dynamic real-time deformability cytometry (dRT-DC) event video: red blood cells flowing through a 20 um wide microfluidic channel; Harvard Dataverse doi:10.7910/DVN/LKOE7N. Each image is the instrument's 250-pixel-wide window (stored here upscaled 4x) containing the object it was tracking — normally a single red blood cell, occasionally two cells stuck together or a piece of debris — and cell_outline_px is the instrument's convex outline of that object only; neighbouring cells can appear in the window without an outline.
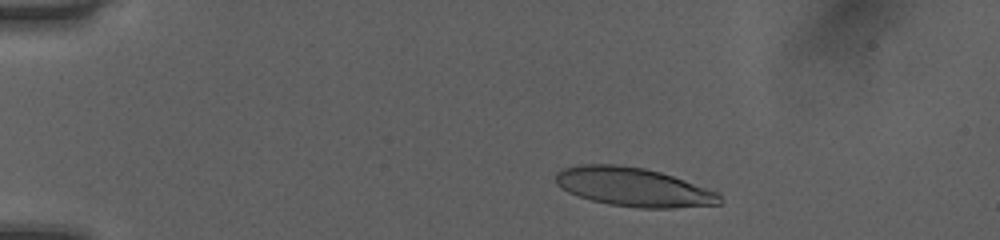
{"species": "human", "species_latin": "Homo sapiens", "temperature_condition": "room temperature", "stored_images_in_passage": 47, "camera_frame_rate_fps": 3000, "um_per_image_px": 0.085, "donor": {"sex": "female"}, "frame": {"image": 1, "passage_image": 6, "time_ms": 1.667, "image_size_px": [1000, 240], "cell_outline_px": [[724, 200], [720, 204], [672, 208], [640, 208], [608, 204], [592, 200], [568, 192], [556, 184], [556, 172], [564, 168], [580, 164], [616, 164], [644, 168], [660, 172], [720, 192]], "centroid_in_image_um": [53.88, 15.9], "position_along_channel_um": 31.1, "area_um2": 37.17}}
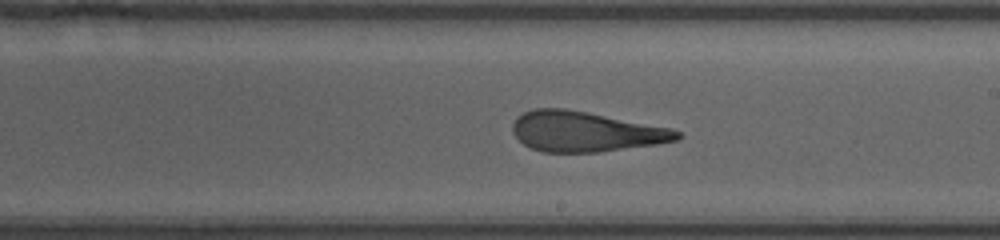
{"frame": {"image": 2, "passage_image": 27, "time_ms": 8.667, "image_size_px": [1000, 240], "cell_outline_px": [[684, 136], [676, 140], [656, 144], [596, 152], [540, 152], [524, 144], [512, 132], [512, 124], [516, 116], [532, 108], [564, 108], [672, 128], [680, 132]], "centroid_in_image_um": [49.73, 11.18], "position_along_channel_um": 239.3, "area_um2": 38.38}}
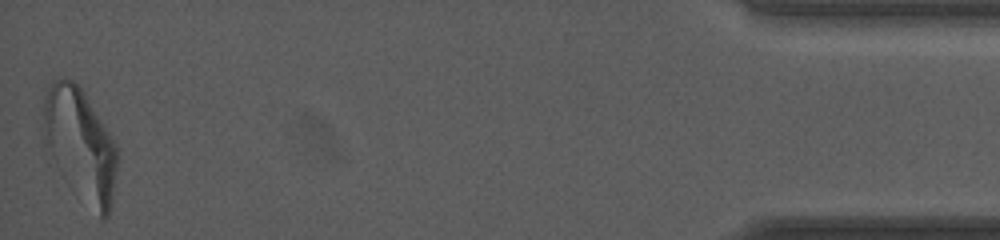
{"frame": {"image": 3, "passage_image": 47, "time_ms": 15.333, "image_size_px": [1000, 240], "cell_outline_px": [[120, 156], [112, 200], [108, 216], [104, 220], [48, 164], [44, 120], [44, 100], [48, 88], [52, 80], [64, 76], [72, 80], [84, 92], [112, 136], [116, 144]], "centroid_in_image_um": [6.82, 12.31], "position_along_channel_um": 428.4, "area_um2": 49.07}, "authors_computed_cell_mechanics": {"area_um2": 39.4196, "velocity_mm_per_s": 4.0572, "shape_relaxation_time_tau1_ms": 7.0076, "shape_relaxation_time_tau2_ms": 1.4132, "deformation_change_tau1": 0.2745, "deformation_change_tau2": 0.1305}}